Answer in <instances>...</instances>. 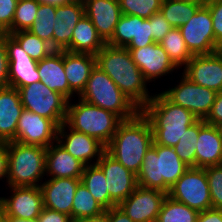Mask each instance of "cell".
<instances>
[{
  "mask_svg": "<svg viewBox=\"0 0 222 222\" xmlns=\"http://www.w3.org/2000/svg\"><path fill=\"white\" fill-rule=\"evenodd\" d=\"M95 56L96 66L105 72L140 110L153 98L148 93V81L133 62L127 48L106 44Z\"/></svg>",
  "mask_w": 222,
  "mask_h": 222,
  "instance_id": "1",
  "label": "cell"
},
{
  "mask_svg": "<svg viewBox=\"0 0 222 222\" xmlns=\"http://www.w3.org/2000/svg\"><path fill=\"white\" fill-rule=\"evenodd\" d=\"M140 112L151 125L153 141L165 147H174L185 130L199 120L186 108L170 102L161 92L153 95Z\"/></svg>",
  "mask_w": 222,
  "mask_h": 222,
  "instance_id": "2",
  "label": "cell"
},
{
  "mask_svg": "<svg viewBox=\"0 0 222 222\" xmlns=\"http://www.w3.org/2000/svg\"><path fill=\"white\" fill-rule=\"evenodd\" d=\"M153 144L149 121L139 112L134 118L122 121L106 146V151L126 169L138 174L144 156Z\"/></svg>",
  "mask_w": 222,
  "mask_h": 222,
  "instance_id": "3",
  "label": "cell"
},
{
  "mask_svg": "<svg viewBox=\"0 0 222 222\" xmlns=\"http://www.w3.org/2000/svg\"><path fill=\"white\" fill-rule=\"evenodd\" d=\"M188 168L173 147L161 146L153 141L136 175L137 185L168 194L170 187Z\"/></svg>",
  "mask_w": 222,
  "mask_h": 222,
  "instance_id": "4",
  "label": "cell"
},
{
  "mask_svg": "<svg viewBox=\"0 0 222 222\" xmlns=\"http://www.w3.org/2000/svg\"><path fill=\"white\" fill-rule=\"evenodd\" d=\"M7 154L8 187H40L45 176L46 148L10 141Z\"/></svg>",
  "mask_w": 222,
  "mask_h": 222,
  "instance_id": "5",
  "label": "cell"
},
{
  "mask_svg": "<svg viewBox=\"0 0 222 222\" xmlns=\"http://www.w3.org/2000/svg\"><path fill=\"white\" fill-rule=\"evenodd\" d=\"M78 98L116 114L122 121L132 119L140 112V109L97 66L92 70Z\"/></svg>",
  "mask_w": 222,
  "mask_h": 222,
  "instance_id": "6",
  "label": "cell"
},
{
  "mask_svg": "<svg viewBox=\"0 0 222 222\" xmlns=\"http://www.w3.org/2000/svg\"><path fill=\"white\" fill-rule=\"evenodd\" d=\"M68 102L65 123L76 131L98 139L107 146L122 120L114 113L79 98Z\"/></svg>",
  "mask_w": 222,
  "mask_h": 222,
  "instance_id": "7",
  "label": "cell"
},
{
  "mask_svg": "<svg viewBox=\"0 0 222 222\" xmlns=\"http://www.w3.org/2000/svg\"><path fill=\"white\" fill-rule=\"evenodd\" d=\"M18 90L24 109L50 119L58 126L65 122L69 100L61 93L50 90L41 82Z\"/></svg>",
  "mask_w": 222,
  "mask_h": 222,
  "instance_id": "8",
  "label": "cell"
},
{
  "mask_svg": "<svg viewBox=\"0 0 222 222\" xmlns=\"http://www.w3.org/2000/svg\"><path fill=\"white\" fill-rule=\"evenodd\" d=\"M167 196L199 212L212 209L205 168L189 167L170 187Z\"/></svg>",
  "mask_w": 222,
  "mask_h": 222,
  "instance_id": "9",
  "label": "cell"
},
{
  "mask_svg": "<svg viewBox=\"0 0 222 222\" xmlns=\"http://www.w3.org/2000/svg\"><path fill=\"white\" fill-rule=\"evenodd\" d=\"M177 86L161 92L170 102L186 108L199 119L210 113L217 92L195 84L183 73Z\"/></svg>",
  "mask_w": 222,
  "mask_h": 222,
  "instance_id": "10",
  "label": "cell"
},
{
  "mask_svg": "<svg viewBox=\"0 0 222 222\" xmlns=\"http://www.w3.org/2000/svg\"><path fill=\"white\" fill-rule=\"evenodd\" d=\"M187 48L193 55L212 54L216 51L213 21L209 8L203 4L190 20L179 27Z\"/></svg>",
  "mask_w": 222,
  "mask_h": 222,
  "instance_id": "11",
  "label": "cell"
},
{
  "mask_svg": "<svg viewBox=\"0 0 222 222\" xmlns=\"http://www.w3.org/2000/svg\"><path fill=\"white\" fill-rule=\"evenodd\" d=\"M12 195L0 197V213L4 217L32 220L38 218L44 208L40 187H9Z\"/></svg>",
  "mask_w": 222,
  "mask_h": 222,
  "instance_id": "12",
  "label": "cell"
},
{
  "mask_svg": "<svg viewBox=\"0 0 222 222\" xmlns=\"http://www.w3.org/2000/svg\"><path fill=\"white\" fill-rule=\"evenodd\" d=\"M58 125L47 118L23 109L16 129V142L44 148L56 142Z\"/></svg>",
  "mask_w": 222,
  "mask_h": 222,
  "instance_id": "13",
  "label": "cell"
},
{
  "mask_svg": "<svg viewBox=\"0 0 222 222\" xmlns=\"http://www.w3.org/2000/svg\"><path fill=\"white\" fill-rule=\"evenodd\" d=\"M167 193L137 186L118 206L134 222H156Z\"/></svg>",
  "mask_w": 222,
  "mask_h": 222,
  "instance_id": "14",
  "label": "cell"
},
{
  "mask_svg": "<svg viewBox=\"0 0 222 222\" xmlns=\"http://www.w3.org/2000/svg\"><path fill=\"white\" fill-rule=\"evenodd\" d=\"M104 173L110 198L119 205L138 186L137 177L105 151L96 164Z\"/></svg>",
  "mask_w": 222,
  "mask_h": 222,
  "instance_id": "15",
  "label": "cell"
},
{
  "mask_svg": "<svg viewBox=\"0 0 222 222\" xmlns=\"http://www.w3.org/2000/svg\"><path fill=\"white\" fill-rule=\"evenodd\" d=\"M67 127L69 133L66 132ZM56 141L85 166L97 164L106 151V146L98 139L71 129L65 122L58 127ZM94 158L96 161L91 163Z\"/></svg>",
  "mask_w": 222,
  "mask_h": 222,
  "instance_id": "16",
  "label": "cell"
},
{
  "mask_svg": "<svg viewBox=\"0 0 222 222\" xmlns=\"http://www.w3.org/2000/svg\"><path fill=\"white\" fill-rule=\"evenodd\" d=\"M152 43L155 42L151 37L149 18L122 14L112 38L106 44L114 47L137 49Z\"/></svg>",
  "mask_w": 222,
  "mask_h": 222,
  "instance_id": "17",
  "label": "cell"
},
{
  "mask_svg": "<svg viewBox=\"0 0 222 222\" xmlns=\"http://www.w3.org/2000/svg\"><path fill=\"white\" fill-rule=\"evenodd\" d=\"M5 45L9 60V86L19 89L41 81L37 61L33 60L8 34H5Z\"/></svg>",
  "mask_w": 222,
  "mask_h": 222,
  "instance_id": "18",
  "label": "cell"
},
{
  "mask_svg": "<svg viewBox=\"0 0 222 222\" xmlns=\"http://www.w3.org/2000/svg\"><path fill=\"white\" fill-rule=\"evenodd\" d=\"M183 69L182 73L195 84L222 91V56L216 52L194 55Z\"/></svg>",
  "mask_w": 222,
  "mask_h": 222,
  "instance_id": "19",
  "label": "cell"
},
{
  "mask_svg": "<svg viewBox=\"0 0 222 222\" xmlns=\"http://www.w3.org/2000/svg\"><path fill=\"white\" fill-rule=\"evenodd\" d=\"M128 50L133 62L139 67L148 83L161 78V76H166L168 73L172 74L174 69H178L160 43H152L143 48Z\"/></svg>",
  "mask_w": 222,
  "mask_h": 222,
  "instance_id": "20",
  "label": "cell"
},
{
  "mask_svg": "<svg viewBox=\"0 0 222 222\" xmlns=\"http://www.w3.org/2000/svg\"><path fill=\"white\" fill-rule=\"evenodd\" d=\"M84 15L85 6L83 0H72L57 5L53 32L54 50L62 51L70 45L73 29Z\"/></svg>",
  "mask_w": 222,
  "mask_h": 222,
  "instance_id": "21",
  "label": "cell"
},
{
  "mask_svg": "<svg viewBox=\"0 0 222 222\" xmlns=\"http://www.w3.org/2000/svg\"><path fill=\"white\" fill-rule=\"evenodd\" d=\"M81 179L74 178H50L40 184L43 196V205L71 216L73 198Z\"/></svg>",
  "mask_w": 222,
  "mask_h": 222,
  "instance_id": "22",
  "label": "cell"
},
{
  "mask_svg": "<svg viewBox=\"0 0 222 222\" xmlns=\"http://www.w3.org/2000/svg\"><path fill=\"white\" fill-rule=\"evenodd\" d=\"M85 15L92 21L99 36L107 43L122 16L118 0H83Z\"/></svg>",
  "mask_w": 222,
  "mask_h": 222,
  "instance_id": "23",
  "label": "cell"
},
{
  "mask_svg": "<svg viewBox=\"0 0 222 222\" xmlns=\"http://www.w3.org/2000/svg\"><path fill=\"white\" fill-rule=\"evenodd\" d=\"M195 151V167L222 165V135L218 126L199 119V135Z\"/></svg>",
  "mask_w": 222,
  "mask_h": 222,
  "instance_id": "24",
  "label": "cell"
},
{
  "mask_svg": "<svg viewBox=\"0 0 222 222\" xmlns=\"http://www.w3.org/2000/svg\"><path fill=\"white\" fill-rule=\"evenodd\" d=\"M23 109L17 88H0V143L16 141L17 124Z\"/></svg>",
  "mask_w": 222,
  "mask_h": 222,
  "instance_id": "25",
  "label": "cell"
},
{
  "mask_svg": "<svg viewBox=\"0 0 222 222\" xmlns=\"http://www.w3.org/2000/svg\"><path fill=\"white\" fill-rule=\"evenodd\" d=\"M84 167L82 162L68 153L57 141L46 148L47 177L81 179Z\"/></svg>",
  "mask_w": 222,
  "mask_h": 222,
  "instance_id": "26",
  "label": "cell"
},
{
  "mask_svg": "<svg viewBox=\"0 0 222 222\" xmlns=\"http://www.w3.org/2000/svg\"><path fill=\"white\" fill-rule=\"evenodd\" d=\"M37 69L43 85L72 100L75 93L69 88L64 71L63 50H54L49 56L37 61Z\"/></svg>",
  "mask_w": 222,
  "mask_h": 222,
  "instance_id": "27",
  "label": "cell"
},
{
  "mask_svg": "<svg viewBox=\"0 0 222 222\" xmlns=\"http://www.w3.org/2000/svg\"><path fill=\"white\" fill-rule=\"evenodd\" d=\"M63 63L69 88L79 96L96 66V56L63 50Z\"/></svg>",
  "mask_w": 222,
  "mask_h": 222,
  "instance_id": "28",
  "label": "cell"
},
{
  "mask_svg": "<svg viewBox=\"0 0 222 222\" xmlns=\"http://www.w3.org/2000/svg\"><path fill=\"white\" fill-rule=\"evenodd\" d=\"M105 45L92 21L84 15L73 29L71 43L65 50L96 55Z\"/></svg>",
  "mask_w": 222,
  "mask_h": 222,
  "instance_id": "29",
  "label": "cell"
},
{
  "mask_svg": "<svg viewBox=\"0 0 222 222\" xmlns=\"http://www.w3.org/2000/svg\"><path fill=\"white\" fill-rule=\"evenodd\" d=\"M204 3L197 0H163L161 14L172 28L186 24Z\"/></svg>",
  "mask_w": 222,
  "mask_h": 222,
  "instance_id": "30",
  "label": "cell"
},
{
  "mask_svg": "<svg viewBox=\"0 0 222 222\" xmlns=\"http://www.w3.org/2000/svg\"><path fill=\"white\" fill-rule=\"evenodd\" d=\"M81 182L105 209L118 206L110 198L104 173L96 164L84 167Z\"/></svg>",
  "mask_w": 222,
  "mask_h": 222,
  "instance_id": "31",
  "label": "cell"
},
{
  "mask_svg": "<svg viewBox=\"0 0 222 222\" xmlns=\"http://www.w3.org/2000/svg\"><path fill=\"white\" fill-rule=\"evenodd\" d=\"M106 209L94 199L85 185L80 182L75 191L71 209V218L77 221L102 214Z\"/></svg>",
  "mask_w": 222,
  "mask_h": 222,
  "instance_id": "32",
  "label": "cell"
},
{
  "mask_svg": "<svg viewBox=\"0 0 222 222\" xmlns=\"http://www.w3.org/2000/svg\"><path fill=\"white\" fill-rule=\"evenodd\" d=\"M160 45L178 69L183 65L186 66L194 56L187 48L179 28H172L164 36Z\"/></svg>",
  "mask_w": 222,
  "mask_h": 222,
  "instance_id": "33",
  "label": "cell"
},
{
  "mask_svg": "<svg viewBox=\"0 0 222 222\" xmlns=\"http://www.w3.org/2000/svg\"><path fill=\"white\" fill-rule=\"evenodd\" d=\"M199 211L166 196L156 222H197Z\"/></svg>",
  "mask_w": 222,
  "mask_h": 222,
  "instance_id": "34",
  "label": "cell"
},
{
  "mask_svg": "<svg viewBox=\"0 0 222 222\" xmlns=\"http://www.w3.org/2000/svg\"><path fill=\"white\" fill-rule=\"evenodd\" d=\"M57 5L40 3L36 21L28 31L49 43L53 48L54 21Z\"/></svg>",
  "mask_w": 222,
  "mask_h": 222,
  "instance_id": "35",
  "label": "cell"
},
{
  "mask_svg": "<svg viewBox=\"0 0 222 222\" xmlns=\"http://www.w3.org/2000/svg\"><path fill=\"white\" fill-rule=\"evenodd\" d=\"M8 35L35 61L42 60L54 51L49 43L28 30L17 31Z\"/></svg>",
  "mask_w": 222,
  "mask_h": 222,
  "instance_id": "36",
  "label": "cell"
},
{
  "mask_svg": "<svg viewBox=\"0 0 222 222\" xmlns=\"http://www.w3.org/2000/svg\"><path fill=\"white\" fill-rule=\"evenodd\" d=\"M199 135V120L188 127L173 147L179 158L189 167H195L196 144Z\"/></svg>",
  "mask_w": 222,
  "mask_h": 222,
  "instance_id": "37",
  "label": "cell"
},
{
  "mask_svg": "<svg viewBox=\"0 0 222 222\" xmlns=\"http://www.w3.org/2000/svg\"><path fill=\"white\" fill-rule=\"evenodd\" d=\"M39 5L38 0H18L12 23V33L30 29L36 21Z\"/></svg>",
  "mask_w": 222,
  "mask_h": 222,
  "instance_id": "38",
  "label": "cell"
},
{
  "mask_svg": "<svg viewBox=\"0 0 222 222\" xmlns=\"http://www.w3.org/2000/svg\"><path fill=\"white\" fill-rule=\"evenodd\" d=\"M122 14L148 19L160 12L163 0H118Z\"/></svg>",
  "mask_w": 222,
  "mask_h": 222,
  "instance_id": "39",
  "label": "cell"
},
{
  "mask_svg": "<svg viewBox=\"0 0 222 222\" xmlns=\"http://www.w3.org/2000/svg\"><path fill=\"white\" fill-rule=\"evenodd\" d=\"M213 209L222 210V165L205 167Z\"/></svg>",
  "mask_w": 222,
  "mask_h": 222,
  "instance_id": "40",
  "label": "cell"
},
{
  "mask_svg": "<svg viewBox=\"0 0 222 222\" xmlns=\"http://www.w3.org/2000/svg\"><path fill=\"white\" fill-rule=\"evenodd\" d=\"M18 0H0V32L12 33V23Z\"/></svg>",
  "mask_w": 222,
  "mask_h": 222,
  "instance_id": "41",
  "label": "cell"
},
{
  "mask_svg": "<svg viewBox=\"0 0 222 222\" xmlns=\"http://www.w3.org/2000/svg\"><path fill=\"white\" fill-rule=\"evenodd\" d=\"M149 23L151 26V37L155 43H160L164 36L172 29L161 12L153 14L149 18Z\"/></svg>",
  "mask_w": 222,
  "mask_h": 222,
  "instance_id": "42",
  "label": "cell"
},
{
  "mask_svg": "<svg viewBox=\"0 0 222 222\" xmlns=\"http://www.w3.org/2000/svg\"><path fill=\"white\" fill-rule=\"evenodd\" d=\"M209 8L212 21L213 31L215 34V44L222 40V0H209L205 3Z\"/></svg>",
  "mask_w": 222,
  "mask_h": 222,
  "instance_id": "43",
  "label": "cell"
},
{
  "mask_svg": "<svg viewBox=\"0 0 222 222\" xmlns=\"http://www.w3.org/2000/svg\"><path fill=\"white\" fill-rule=\"evenodd\" d=\"M9 67L5 34H2L0 35V88L9 86Z\"/></svg>",
  "mask_w": 222,
  "mask_h": 222,
  "instance_id": "44",
  "label": "cell"
},
{
  "mask_svg": "<svg viewBox=\"0 0 222 222\" xmlns=\"http://www.w3.org/2000/svg\"><path fill=\"white\" fill-rule=\"evenodd\" d=\"M205 123L218 126L222 123V91L217 92L210 113L204 119Z\"/></svg>",
  "mask_w": 222,
  "mask_h": 222,
  "instance_id": "45",
  "label": "cell"
},
{
  "mask_svg": "<svg viewBox=\"0 0 222 222\" xmlns=\"http://www.w3.org/2000/svg\"><path fill=\"white\" fill-rule=\"evenodd\" d=\"M39 222H74L71 216L44 207L38 216Z\"/></svg>",
  "mask_w": 222,
  "mask_h": 222,
  "instance_id": "46",
  "label": "cell"
},
{
  "mask_svg": "<svg viewBox=\"0 0 222 222\" xmlns=\"http://www.w3.org/2000/svg\"><path fill=\"white\" fill-rule=\"evenodd\" d=\"M197 222H222V210L208 209L198 214Z\"/></svg>",
  "mask_w": 222,
  "mask_h": 222,
  "instance_id": "47",
  "label": "cell"
},
{
  "mask_svg": "<svg viewBox=\"0 0 222 222\" xmlns=\"http://www.w3.org/2000/svg\"><path fill=\"white\" fill-rule=\"evenodd\" d=\"M108 217L109 222H134L119 206L108 209Z\"/></svg>",
  "mask_w": 222,
  "mask_h": 222,
  "instance_id": "48",
  "label": "cell"
},
{
  "mask_svg": "<svg viewBox=\"0 0 222 222\" xmlns=\"http://www.w3.org/2000/svg\"><path fill=\"white\" fill-rule=\"evenodd\" d=\"M8 154H7V143H0V180L6 177L8 178Z\"/></svg>",
  "mask_w": 222,
  "mask_h": 222,
  "instance_id": "49",
  "label": "cell"
},
{
  "mask_svg": "<svg viewBox=\"0 0 222 222\" xmlns=\"http://www.w3.org/2000/svg\"><path fill=\"white\" fill-rule=\"evenodd\" d=\"M74 222H109L108 209H106L100 215L89 217V218H83Z\"/></svg>",
  "mask_w": 222,
  "mask_h": 222,
  "instance_id": "50",
  "label": "cell"
},
{
  "mask_svg": "<svg viewBox=\"0 0 222 222\" xmlns=\"http://www.w3.org/2000/svg\"><path fill=\"white\" fill-rule=\"evenodd\" d=\"M40 3L53 4V5H61L66 2H70L72 0H38Z\"/></svg>",
  "mask_w": 222,
  "mask_h": 222,
  "instance_id": "51",
  "label": "cell"
},
{
  "mask_svg": "<svg viewBox=\"0 0 222 222\" xmlns=\"http://www.w3.org/2000/svg\"><path fill=\"white\" fill-rule=\"evenodd\" d=\"M8 222H39L38 219L26 220V219H19L15 217H5Z\"/></svg>",
  "mask_w": 222,
  "mask_h": 222,
  "instance_id": "52",
  "label": "cell"
},
{
  "mask_svg": "<svg viewBox=\"0 0 222 222\" xmlns=\"http://www.w3.org/2000/svg\"><path fill=\"white\" fill-rule=\"evenodd\" d=\"M215 52L222 56V40L218 42Z\"/></svg>",
  "mask_w": 222,
  "mask_h": 222,
  "instance_id": "53",
  "label": "cell"
},
{
  "mask_svg": "<svg viewBox=\"0 0 222 222\" xmlns=\"http://www.w3.org/2000/svg\"><path fill=\"white\" fill-rule=\"evenodd\" d=\"M0 222H8V220L0 213Z\"/></svg>",
  "mask_w": 222,
  "mask_h": 222,
  "instance_id": "54",
  "label": "cell"
},
{
  "mask_svg": "<svg viewBox=\"0 0 222 222\" xmlns=\"http://www.w3.org/2000/svg\"><path fill=\"white\" fill-rule=\"evenodd\" d=\"M218 128H219L220 133H221V135H222V123L218 125Z\"/></svg>",
  "mask_w": 222,
  "mask_h": 222,
  "instance_id": "55",
  "label": "cell"
},
{
  "mask_svg": "<svg viewBox=\"0 0 222 222\" xmlns=\"http://www.w3.org/2000/svg\"><path fill=\"white\" fill-rule=\"evenodd\" d=\"M197 1H200V2H202V3H206V2H208L209 0H197Z\"/></svg>",
  "mask_w": 222,
  "mask_h": 222,
  "instance_id": "56",
  "label": "cell"
}]
</instances>
